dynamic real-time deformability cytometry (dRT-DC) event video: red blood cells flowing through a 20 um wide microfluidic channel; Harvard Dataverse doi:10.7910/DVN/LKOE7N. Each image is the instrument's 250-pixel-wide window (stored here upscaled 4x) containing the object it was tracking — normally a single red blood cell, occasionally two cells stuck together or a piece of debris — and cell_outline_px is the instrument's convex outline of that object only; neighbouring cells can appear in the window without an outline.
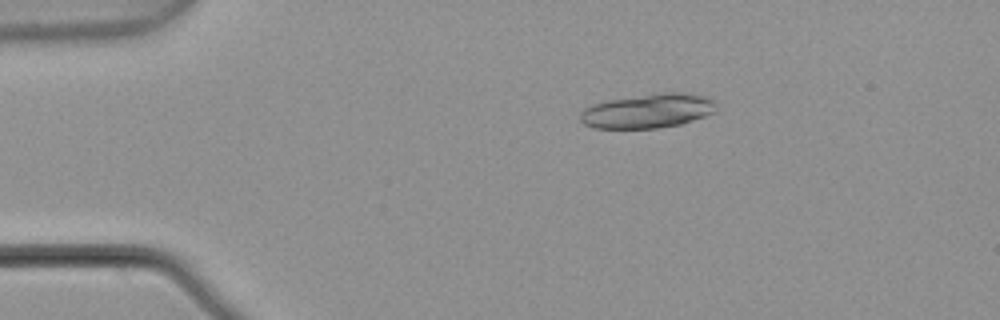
{"species": "common noctule bat (a hibernating species)", "species_latin": "Nyctalus noctula", "temperature_condition": "warm", "stored_images_in_passage": 5, "camera_frame_rate_fps": 3000, "um_per_image_px": 0.085, "animal": {"sex": "male", "body_mass_g": 21.5, "forearm_length_mm": 52.0}, "frame": {"image": 1, "passage_image": 3, "time_ms": 0.667, "image_size_px": [1000, 320], "cell_outline_px": [[716, 108], [712, 112], [704, 116], [680, 124], [656, 128], [592, 128], [584, 124], [580, 120], [580, 112], [584, 108], [592, 104], [608, 100], [664, 92], [688, 92], [708, 96], [716, 100]], "centroid_in_image_um": [55.08, 9.41], "position_along_channel_um": 29.9, "area_um2": 27.28}}